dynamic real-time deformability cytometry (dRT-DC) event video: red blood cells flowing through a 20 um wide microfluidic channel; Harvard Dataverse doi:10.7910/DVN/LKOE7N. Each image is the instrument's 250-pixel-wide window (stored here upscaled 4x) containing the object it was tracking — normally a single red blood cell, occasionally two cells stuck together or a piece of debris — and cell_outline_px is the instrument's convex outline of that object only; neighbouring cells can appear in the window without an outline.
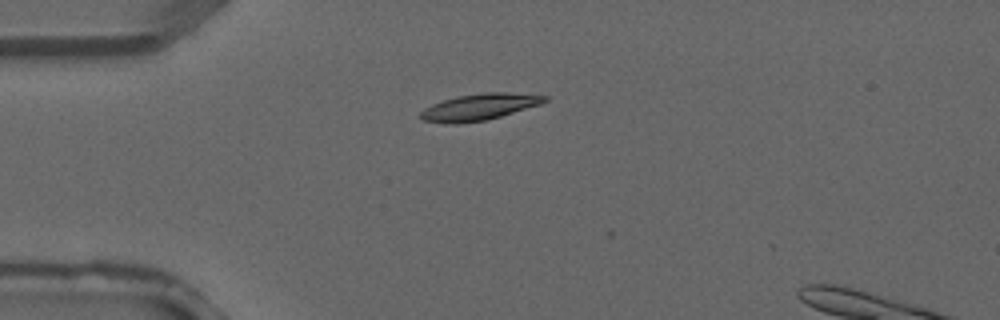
{"species": "common noctule bat (a hibernating species)", "species_latin": "Nyctalus noctula", "temperature_condition": "warm", "stored_images_in_passage": 4, "camera_frame_rate_fps": 3000, "um_per_image_px": 0.085, "animal": {"sex": "male", "forearm_length_mm": 52.5}, "frame": {"image": 1, "passage_image": 2, "time_ms": 0.333, "image_size_px": [1000, 320], "cell_outline_px": [[548, 100], [540, 104], [500, 116], [484, 120], [452, 124], [444, 124], [424, 120], [420, 116], [420, 112], [424, 108], [432, 104], [444, 100], [460, 96], [484, 92], [504, 92], [548, 96]], "centroid_in_image_um": [40.72, 9.09], "position_along_channel_um": 44.3, "area_um2": 18.79}}